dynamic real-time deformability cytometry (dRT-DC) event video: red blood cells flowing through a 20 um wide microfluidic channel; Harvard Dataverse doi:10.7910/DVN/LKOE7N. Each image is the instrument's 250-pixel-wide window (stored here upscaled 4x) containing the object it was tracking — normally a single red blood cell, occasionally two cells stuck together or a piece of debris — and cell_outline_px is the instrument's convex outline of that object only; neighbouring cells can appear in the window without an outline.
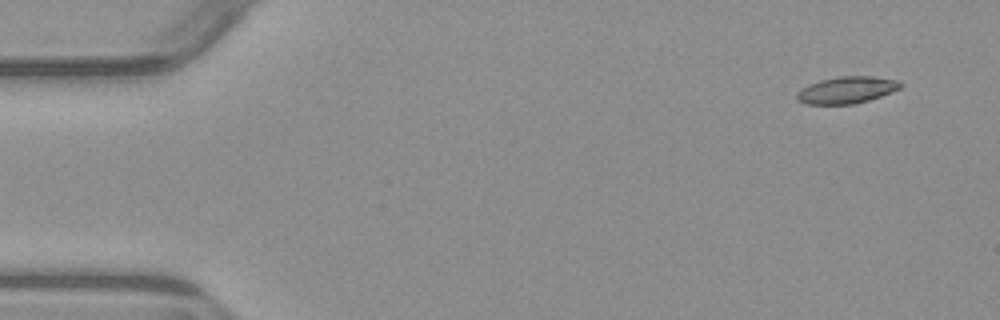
{"species": "common noctule bat (a hibernating species)", "species_latin": "Nyctalus noctula", "temperature_condition": "warm", "stored_images_in_passage": 6, "camera_frame_rate_fps": 3000, "um_per_image_px": 0.085, "animal": {"sex": "male", "body_mass_g": 23.1, "forearm_length_mm": 52.7}, "frame": {"image": 1, "passage_image": 1, "time_ms": 0.0, "image_size_px": [1000, 320], "cell_outline_px": [[904, 84], [900, 88], [892, 92], [868, 100], [852, 104], [804, 104], [796, 100], [796, 92], [808, 84], [820, 80], [836, 76], [872, 76], [900, 80]], "centroid_in_image_um": [71.96, 7.64], "position_along_channel_um": 13.0, "area_um2": 16.42}}
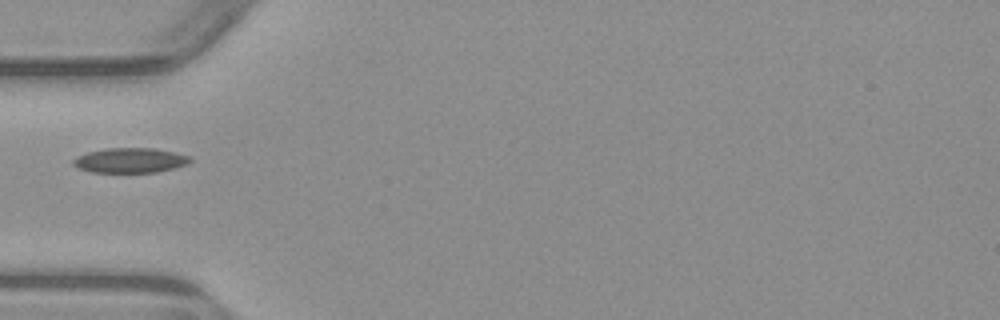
{"frame": {"image": 2, "passage_image": 5, "time_ms": 4.667, "image_size_px": [1000, 320], "cell_outline_px": [[192, 160], [188, 164], [156, 172], [92, 172], [80, 168], [72, 164], [72, 160], [76, 156], [88, 152], [108, 148], [156, 148], [176, 152], [188, 156]], "centroid_in_image_um": [11.06, 13.62], "position_along_channel_um": 73.9, "area_um2": 16.88}}
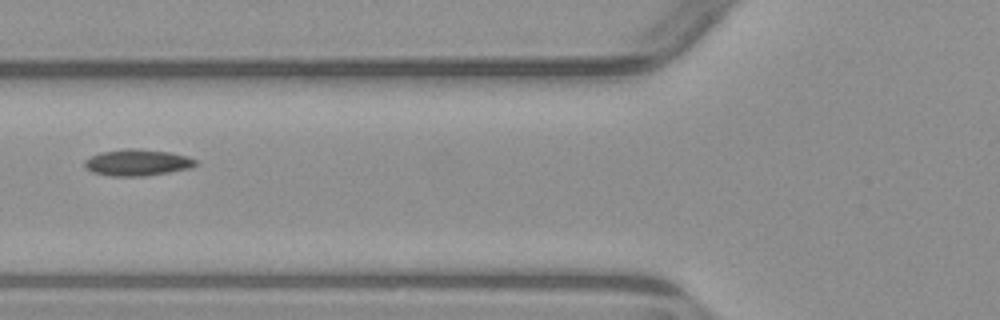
{"frame": {"image": 3, "passage_image": 6, "time_ms": 5.667, "image_size_px": [1000, 320], "cell_outline_px": [[196, 164], [192, 168], [144, 176], [112, 176], [92, 172], [84, 168], [84, 160], [100, 152], [128, 148], [136, 148], [168, 152], [188, 156], [196, 160]], "centroid_in_image_um": [11.65, 13.81], "position_along_channel_um": 114.1, "area_um2": 17.11}}